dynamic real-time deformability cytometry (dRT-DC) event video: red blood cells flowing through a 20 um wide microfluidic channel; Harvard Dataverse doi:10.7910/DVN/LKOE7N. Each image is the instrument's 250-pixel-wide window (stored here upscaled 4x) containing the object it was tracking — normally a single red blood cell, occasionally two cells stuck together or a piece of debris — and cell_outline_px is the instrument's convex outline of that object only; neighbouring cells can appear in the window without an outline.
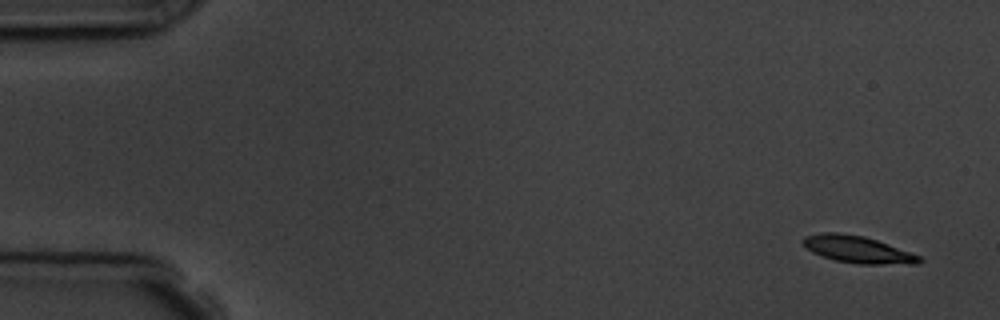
{"species": "common noctule bat (a hibernating species)", "species_latin": "Nyctalus noctula", "temperature_condition": "room temperature", "stored_images_in_passage": 5, "segment_of_instrument_passage": [1, 2], "camera_frame_rate_fps": 3000, "um_per_image_px": 0.085, "animal": {"sex": "male", "body_mass_g": 19.5, "forearm_length_mm": 54.6}, "frame": {"image": 1, "passage_image": 1, "time_ms": 0.0, "image_size_px": [1000, 320], "cell_outline_px": [[924, 260], [920, 264], [860, 264], [836, 260], [812, 252], [800, 240], [804, 236], [820, 232], [840, 232], [864, 236], [888, 244], [920, 256]], "centroid_in_image_um": [72.91, 21.19], "position_along_channel_um": 12.1, "area_um2": 18.26}}